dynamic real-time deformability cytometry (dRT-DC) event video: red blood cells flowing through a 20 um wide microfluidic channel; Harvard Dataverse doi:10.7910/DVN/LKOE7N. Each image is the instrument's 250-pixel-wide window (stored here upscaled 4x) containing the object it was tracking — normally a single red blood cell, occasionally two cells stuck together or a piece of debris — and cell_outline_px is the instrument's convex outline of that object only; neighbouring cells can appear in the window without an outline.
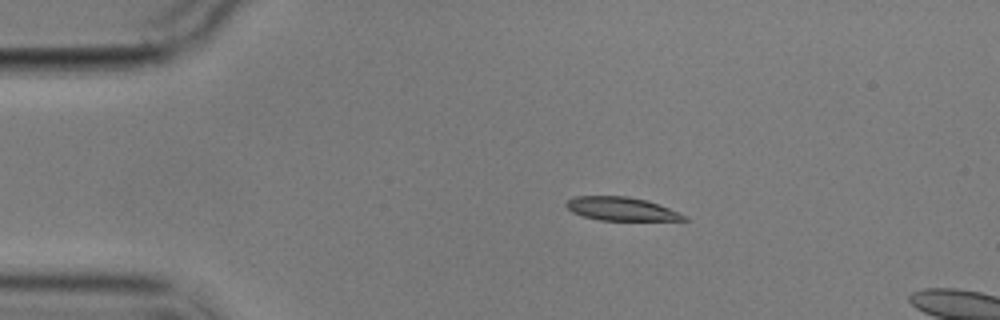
{"species": "common noctule bat (a hibernating species)", "species_latin": "Nyctalus noctula", "temperature_condition": "cold", "stored_images_in_passage": 4, "camera_frame_rate_fps": 3000, "um_per_image_px": 0.085, "animal": {"sex": "male", "body_mass_g": 17.9}, "frame": {"image": 1, "passage_image": 2, "time_ms": 1.333, "image_size_px": [1000, 320], "cell_outline_px": [[688, 220], [600, 220], [584, 216], [572, 212], [564, 204], [572, 196], [628, 196], [644, 200], [668, 208], [688, 216]], "centroid_in_image_um": [52.77, 17.75], "position_along_channel_um": 32.2, "area_um2": 15.9}}